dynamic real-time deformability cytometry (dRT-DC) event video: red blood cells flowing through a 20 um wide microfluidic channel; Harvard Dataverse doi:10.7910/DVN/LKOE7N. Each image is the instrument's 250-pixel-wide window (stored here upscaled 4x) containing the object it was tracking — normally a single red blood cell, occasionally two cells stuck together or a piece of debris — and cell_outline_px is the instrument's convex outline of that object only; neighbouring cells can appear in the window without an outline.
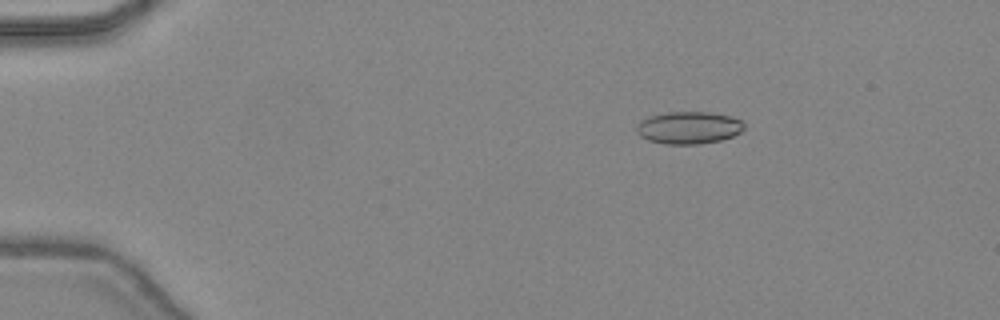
{"species": "common noctule bat (a hibernating species)", "species_latin": "Nyctalus noctula", "temperature_condition": "warm", "stored_images_in_passage": 47, "camera_frame_rate_fps": 3000, "um_per_image_px": 0.085, "animal": {"sex": "female", "body_mass_g": 24.6, "forearm_length_mm": 56.2}, "frame": {"image": 1, "passage_image": 9, "time_ms": 2.667, "image_size_px": [1000, 320], "cell_outline_px": [[744, 128], [740, 132], [732, 136], [720, 140], [700, 144], [664, 144], [648, 140], [640, 136], [636, 132], [636, 128], [640, 120], [648, 116], [664, 112], [708, 112], [732, 116], [740, 120], [744, 124]], "centroid_in_image_um": [58.51, 10.85], "position_along_channel_um": 26.5, "area_um2": 20.4}}
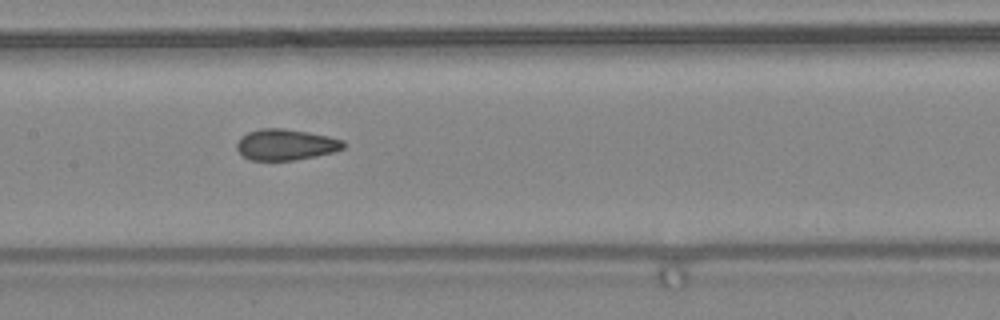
{"frame": {"image": 2, "passage_image": 25, "time_ms": 8.0, "image_size_px": [1000, 320], "cell_outline_px": [[344, 148], [336, 152], [296, 160], [252, 160], [244, 156], [236, 148], [236, 144], [248, 132], [264, 128], [284, 128], [308, 132], [328, 136], [344, 140]], "centroid_in_image_um": [24.34, 12.3], "position_along_channel_um": 183.1, "area_um2": 19.19}}
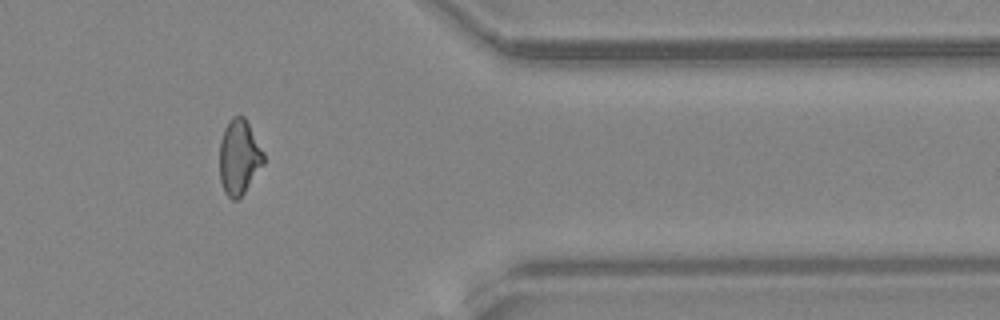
{"frame": {"image": 3, "passage_image": 40, "time_ms": 13.0, "image_size_px": [1000, 320], "cell_outline_px": [[264, 164], [244, 192], [236, 200], [232, 200], [224, 192], [220, 180], [220, 140], [224, 128], [228, 120], [232, 116], [244, 116], [264, 152]], "centroid_in_image_um": [20.31, 13.34], "position_along_channel_um": 391.1, "area_um2": 19.25}, "authors_computed_cell_mechanics": {"area_um2": 19.5942, "velocity_mm_per_s": 4.5041, "shape_relaxation_time_tau1_ms": null, "shape_relaxation_time_tau2_ms": 1.4196, "deformation_change_tau1": null, "deformation_change_tau2": 0.089}}